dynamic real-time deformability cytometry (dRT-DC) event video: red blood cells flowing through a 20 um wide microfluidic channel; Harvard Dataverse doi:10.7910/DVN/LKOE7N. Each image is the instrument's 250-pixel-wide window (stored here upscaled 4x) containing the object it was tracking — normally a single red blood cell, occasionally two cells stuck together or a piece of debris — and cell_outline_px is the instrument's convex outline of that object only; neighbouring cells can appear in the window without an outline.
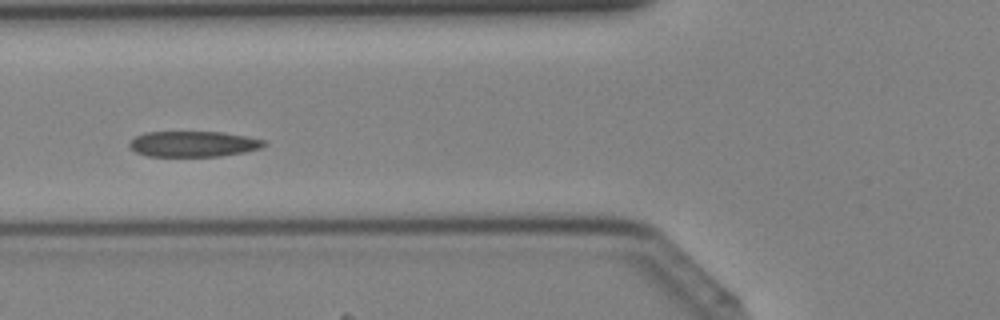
{"species": "Egyptian fruit bat (a non-hibernating species)", "species_latin": "Rousettus aegyptiacus", "temperature_condition": "cold", "stored_images_in_passage": 42, "camera_frame_rate_fps": 3000, "um_per_image_px": 0.085, "animal": {"sex": "female"}, "frame": {"image": 1, "passage_image": 16, "time_ms": 5.0, "image_size_px": [1000, 320], "cell_outline_px": [[268, 144], [260, 148], [244, 152], [220, 156], [148, 156], [136, 152], [128, 144], [136, 136], [144, 132], [224, 132], [264, 140]], "centroid_in_image_um": [16.44, 12.23], "position_along_channel_um": 109.4, "area_um2": 20.0}}
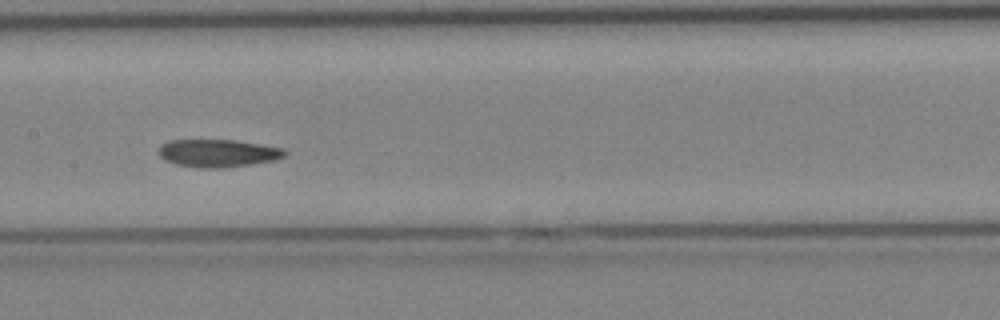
{"frame": {"image": 2, "passage_image": 21, "time_ms": 6.667, "image_size_px": [1000, 320], "cell_outline_px": [[288, 152], [284, 156], [272, 160], [252, 164], [224, 168], [200, 168], [176, 164], [164, 160], [160, 156], [160, 144], [168, 140], [236, 140], [284, 148]], "centroid_in_image_um": [18.52, 13.02], "position_along_channel_um": 188.9, "area_um2": 20.4}}
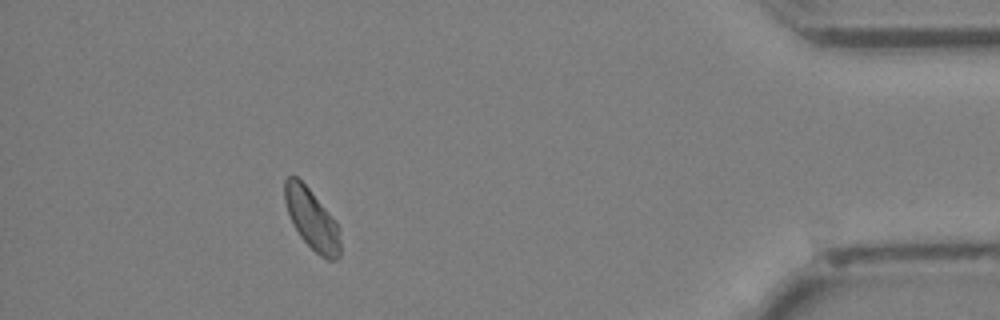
{"frame": {"image": 3, "passage_image": 38, "time_ms": 12.333, "image_size_px": [1000, 320], "cell_outline_px": [[340, 256], [336, 260], [328, 260], [320, 256], [300, 236], [288, 212], [284, 200], [284, 180], [288, 176], [296, 176], [308, 188], [336, 220], [340, 244]], "centroid_in_image_um": [26.51, 18.63], "position_along_channel_um": 408.7, "area_um2": 19.25}}